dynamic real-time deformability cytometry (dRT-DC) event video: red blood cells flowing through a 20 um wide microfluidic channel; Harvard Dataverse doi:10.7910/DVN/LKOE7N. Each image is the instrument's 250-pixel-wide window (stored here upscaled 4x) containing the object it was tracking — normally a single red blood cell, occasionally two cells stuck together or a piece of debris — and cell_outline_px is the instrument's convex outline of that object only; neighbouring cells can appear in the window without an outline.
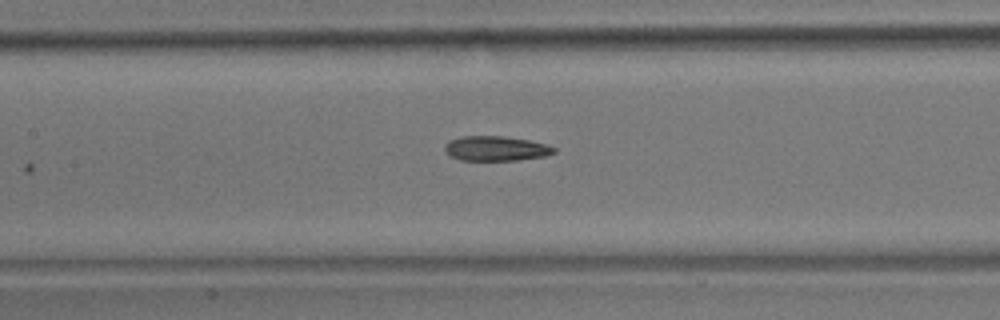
{"species": "common noctule bat (a hibernating species)", "species_latin": "Nyctalus noctula", "temperature_condition": "room temperature", "stored_images_in_passage": 7, "camera_frame_rate_fps": 3000, "um_per_image_px": 0.085, "animal": {"sex": "male", "body_mass_g": 17.9}, "frame": {"image": 1, "passage_image": 7, "time_ms": 7.333, "image_size_px": [1000, 320], "cell_outline_px": [[556, 152], [544, 156], [516, 160], [460, 160], [448, 156], [444, 148], [444, 144], [448, 140], [460, 136], [500, 136], [528, 140], [548, 144], [556, 148]], "centroid_in_image_um": [42.11, 12.62], "position_along_channel_um": 165.3, "area_um2": 15.9}}